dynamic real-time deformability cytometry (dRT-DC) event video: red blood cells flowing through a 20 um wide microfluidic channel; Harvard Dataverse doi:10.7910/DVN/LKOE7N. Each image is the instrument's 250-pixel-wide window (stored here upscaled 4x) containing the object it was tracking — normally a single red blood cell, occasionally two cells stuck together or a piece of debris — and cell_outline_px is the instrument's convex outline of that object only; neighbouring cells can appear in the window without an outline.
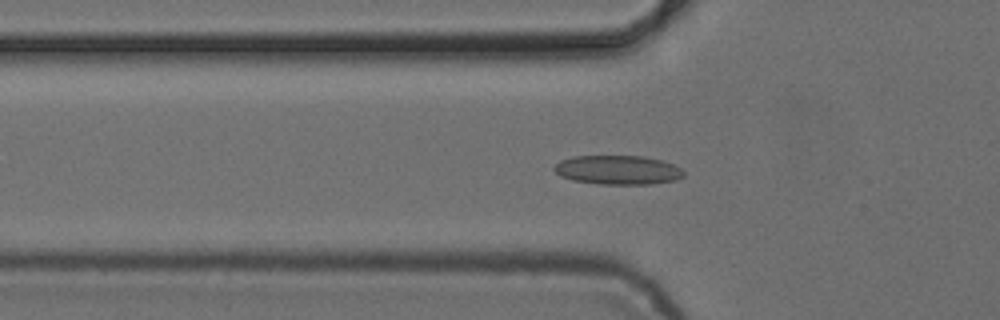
{"species": "common noctule bat (a hibernating species)", "species_latin": "Nyctalus noctula", "temperature_condition": "cold", "stored_images_in_passage": 47, "camera_frame_rate_fps": 3000, "um_per_image_px": 0.085, "animal": {"sex": "female", "body_mass_g": 24.6, "forearm_length_mm": 56.2}, "frame": {"image": 1, "passage_image": 11, "time_ms": 3.333, "image_size_px": [1000, 320], "cell_outline_px": [[684, 176], [676, 180], [648, 184], [600, 184], [572, 180], [560, 176], [552, 168], [560, 160], [572, 156], [644, 156], [660, 160], [672, 164], [680, 168], [684, 172]], "centroid_in_image_um": [52.49, 14.44], "position_along_channel_um": 73.3, "area_um2": 21.96}}
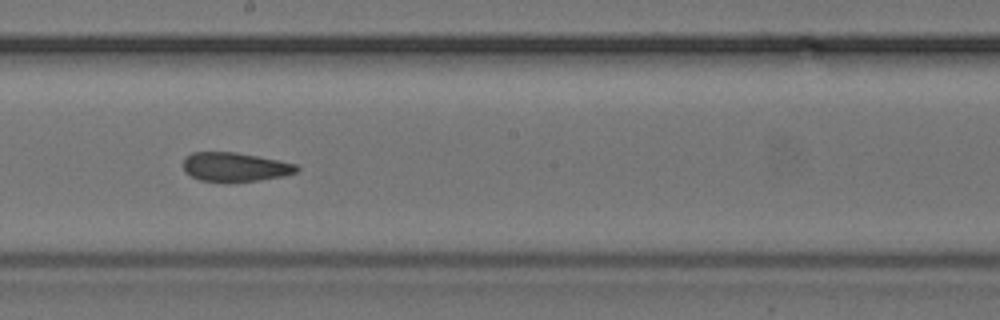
{"frame": {"image": 2, "passage_image": 23, "time_ms": 7.333, "image_size_px": [1000, 320], "cell_outline_px": [[300, 168], [296, 172], [284, 176], [260, 180], [200, 180], [184, 172], [184, 160], [192, 152], [236, 152], [280, 160], [296, 164]], "centroid_in_image_um": [20.02, 14.17], "position_along_channel_um": 228.2, "area_um2": 18.79}}
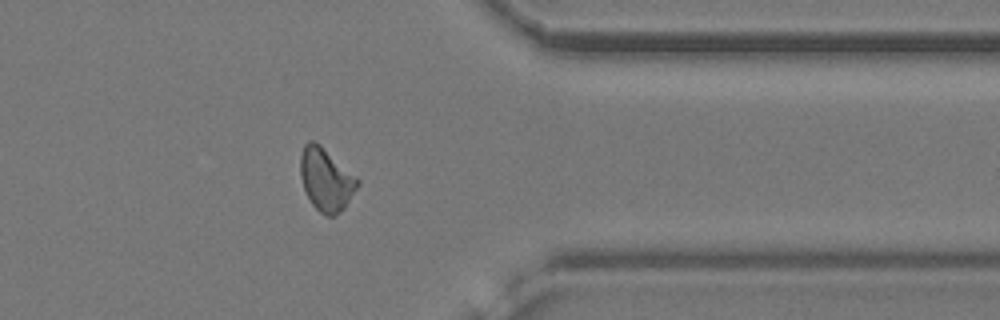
{"frame": {"image": 3, "passage_image": 36, "time_ms": 11.667, "image_size_px": [1000, 320], "cell_outline_px": [[360, 184], [344, 208], [336, 216], [328, 216], [320, 212], [312, 204], [304, 188], [300, 176], [300, 156], [304, 144], [308, 140], [312, 140], [320, 144], [356, 176], [360, 180]], "centroid_in_image_um": [27.72, 15.25], "position_along_channel_um": 383.7, "area_um2": 20.92}, "authors_computed_cell_mechanics": {"area_um2": 20.1144, "velocity_mm_per_s": 3.8534, "shape_relaxation_time_tau1_ms": null, "shape_relaxation_time_tau2_ms": 3.1137, "deformation_change_tau1": null, "deformation_change_tau2": 0.0843}}